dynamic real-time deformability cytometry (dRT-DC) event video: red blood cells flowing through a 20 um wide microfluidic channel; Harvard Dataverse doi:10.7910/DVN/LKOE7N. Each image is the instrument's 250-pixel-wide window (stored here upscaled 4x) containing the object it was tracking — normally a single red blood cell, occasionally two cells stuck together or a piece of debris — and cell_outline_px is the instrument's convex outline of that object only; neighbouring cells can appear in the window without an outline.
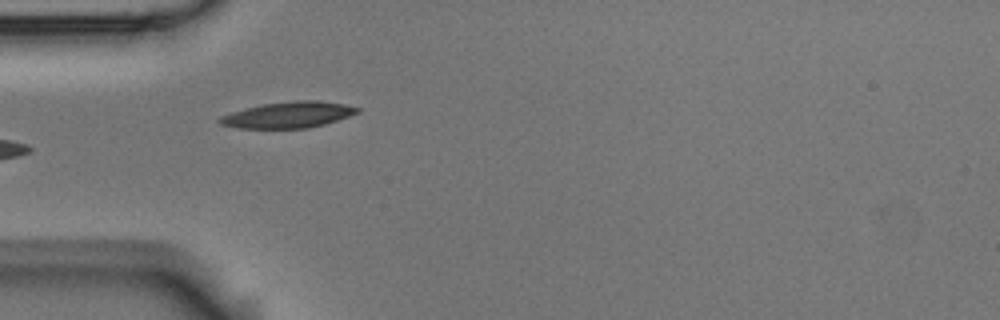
{"species": "Egyptian fruit bat (a non-hibernating species)", "species_latin": "Rousettus aegyptiacus", "temperature_condition": "room temperature", "stored_images_in_passage": 5, "camera_frame_rate_fps": 3000, "um_per_image_px": 0.085, "animal": {"sex": "male"}, "frame": {"image": 1, "passage_image": 5, "time_ms": 1.333, "image_size_px": [1000, 320], "cell_outline_px": [[360, 112], [324, 124], [308, 128], [240, 128], [220, 124], [216, 120], [220, 116], [244, 108], [264, 104], [296, 100], [316, 100], [344, 104], [360, 108]], "centroid_in_image_um": [24.49, 9.76], "position_along_channel_um": 60.5, "area_um2": 20.81}}